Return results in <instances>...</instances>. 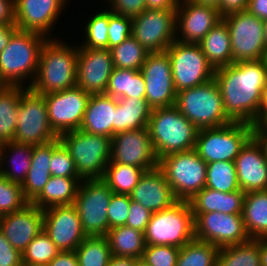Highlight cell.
<instances>
[{"instance_id":"obj_20","label":"cell","mask_w":267,"mask_h":266,"mask_svg":"<svg viewBox=\"0 0 267 266\" xmlns=\"http://www.w3.org/2000/svg\"><path fill=\"white\" fill-rule=\"evenodd\" d=\"M43 230L60 251H75L87 237L73 204L43 210Z\"/></svg>"},{"instance_id":"obj_35","label":"cell","mask_w":267,"mask_h":266,"mask_svg":"<svg viewBox=\"0 0 267 266\" xmlns=\"http://www.w3.org/2000/svg\"><path fill=\"white\" fill-rule=\"evenodd\" d=\"M23 84L8 85L0 90V138L13 141L17 125L18 106L25 91Z\"/></svg>"},{"instance_id":"obj_37","label":"cell","mask_w":267,"mask_h":266,"mask_svg":"<svg viewBox=\"0 0 267 266\" xmlns=\"http://www.w3.org/2000/svg\"><path fill=\"white\" fill-rule=\"evenodd\" d=\"M145 171L139 167L109 162L102 179L113 193L129 195Z\"/></svg>"},{"instance_id":"obj_44","label":"cell","mask_w":267,"mask_h":266,"mask_svg":"<svg viewBox=\"0 0 267 266\" xmlns=\"http://www.w3.org/2000/svg\"><path fill=\"white\" fill-rule=\"evenodd\" d=\"M29 202L25 199L21 184L11 182L0 174V214L22 210Z\"/></svg>"},{"instance_id":"obj_36","label":"cell","mask_w":267,"mask_h":266,"mask_svg":"<svg viewBox=\"0 0 267 266\" xmlns=\"http://www.w3.org/2000/svg\"><path fill=\"white\" fill-rule=\"evenodd\" d=\"M216 266H261L259 239L221 247Z\"/></svg>"},{"instance_id":"obj_5","label":"cell","mask_w":267,"mask_h":266,"mask_svg":"<svg viewBox=\"0 0 267 266\" xmlns=\"http://www.w3.org/2000/svg\"><path fill=\"white\" fill-rule=\"evenodd\" d=\"M42 34L17 30L0 53V74L8 85L21 86L22 80L35 79L43 44ZM33 75V76H32Z\"/></svg>"},{"instance_id":"obj_51","label":"cell","mask_w":267,"mask_h":266,"mask_svg":"<svg viewBox=\"0 0 267 266\" xmlns=\"http://www.w3.org/2000/svg\"><path fill=\"white\" fill-rule=\"evenodd\" d=\"M110 2V11L115 14L133 18L146 10L145 0H107Z\"/></svg>"},{"instance_id":"obj_24","label":"cell","mask_w":267,"mask_h":266,"mask_svg":"<svg viewBox=\"0 0 267 266\" xmlns=\"http://www.w3.org/2000/svg\"><path fill=\"white\" fill-rule=\"evenodd\" d=\"M65 3L66 0H15V25L19 30L48 37Z\"/></svg>"},{"instance_id":"obj_2","label":"cell","mask_w":267,"mask_h":266,"mask_svg":"<svg viewBox=\"0 0 267 266\" xmlns=\"http://www.w3.org/2000/svg\"><path fill=\"white\" fill-rule=\"evenodd\" d=\"M77 57L78 48L48 38L40 52L36 77L28 88L45 95L76 86Z\"/></svg>"},{"instance_id":"obj_43","label":"cell","mask_w":267,"mask_h":266,"mask_svg":"<svg viewBox=\"0 0 267 266\" xmlns=\"http://www.w3.org/2000/svg\"><path fill=\"white\" fill-rule=\"evenodd\" d=\"M109 11H101L94 15L85 26L86 40L82 47L108 49Z\"/></svg>"},{"instance_id":"obj_29","label":"cell","mask_w":267,"mask_h":266,"mask_svg":"<svg viewBox=\"0 0 267 266\" xmlns=\"http://www.w3.org/2000/svg\"><path fill=\"white\" fill-rule=\"evenodd\" d=\"M199 45L215 70L233 63L230 32L223 19L209 31Z\"/></svg>"},{"instance_id":"obj_27","label":"cell","mask_w":267,"mask_h":266,"mask_svg":"<svg viewBox=\"0 0 267 266\" xmlns=\"http://www.w3.org/2000/svg\"><path fill=\"white\" fill-rule=\"evenodd\" d=\"M245 192L237 190L229 193L205 187L190 201L192 213L222 212L242 215Z\"/></svg>"},{"instance_id":"obj_67","label":"cell","mask_w":267,"mask_h":266,"mask_svg":"<svg viewBox=\"0 0 267 266\" xmlns=\"http://www.w3.org/2000/svg\"><path fill=\"white\" fill-rule=\"evenodd\" d=\"M8 84L4 81V79L2 78L1 74H0V90L7 87Z\"/></svg>"},{"instance_id":"obj_26","label":"cell","mask_w":267,"mask_h":266,"mask_svg":"<svg viewBox=\"0 0 267 266\" xmlns=\"http://www.w3.org/2000/svg\"><path fill=\"white\" fill-rule=\"evenodd\" d=\"M116 106L117 98L107 94H92L80 130L112 138L115 135Z\"/></svg>"},{"instance_id":"obj_68","label":"cell","mask_w":267,"mask_h":266,"mask_svg":"<svg viewBox=\"0 0 267 266\" xmlns=\"http://www.w3.org/2000/svg\"><path fill=\"white\" fill-rule=\"evenodd\" d=\"M259 138L263 139L265 144H266V146H267V137H259Z\"/></svg>"},{"instance_id":"obj_13","label":"cell","mask_w":267,"mask_h":266,"mask_svg":"<svg viewBox=\"0 0 267 266\" xmlns=\"http://www.w3.org/2000/svg\"><path fill=\"white\" fill-rule=\"evenodd\" d=\"M166 52L170 57L177 92L202 85L214 78L215 69L209 64L199 43L175 40Z\"/></svg>"},{"instance_id":"obj_48","label":"cell","mask_w":267,"mask_h":266,"mask_svg":"<svg viewBox=\"0 0 267 266\" xmlns=\"http://www.w3.org/2000/svg\"><path fill=\"white\" fill-rule=\"evenodd\" d=\"M131 199L126 194L113 193L108 206V230L126 225Z\"/></svg>"},{"instance_id":"obj_56","label":"cell","mask_w":267,"mask_h":266,"mask_svg":"<svg viewBox=\"0 0 267 266\" xmlns=\"http://www.w3.org/2000/svg\"><path fill=\"white\" fill-rule=\"evenodd\" d=\"M50 266H79L75 251H60L50 262Z\"/></svg>"},{"instance_id":"obj_45","label":"cell","mask_w":267,"mask_h":266,"mask_svg":"<svg viewBox=\"0 0 267 266\" xmlns=\"http://www.w3.org/2000/svg\"><path fill=\"white\" fill-rule=\"evenodd\" d=\"M51 176L80 178L69 150L60 139L52 142V159L50 162Z\"/></svg>"},{"instance_id":"obj_39","label":"cell","mask_w":267,"mask_h":266,"mask_svg":"<svg viewBox=\"0 0 267 266\" xmlns=\"http://www.w3.org/2000/svg\"><path fill=\"white\" fill-rule=\"evenodd\" d=\"M75 252L79 266H108L113 256L106 236L86 237Z\"/></svg>"},{"instance_id":"obj_32","label":"cell","mask_w":267,"mask_h":266,"mask_svg":"<svg viewBox=\"0 0 267 266\" xmlns=\"http://www.w3.org/2000/svg\"><path fill=\"white\" fill-rule=\"evenodd\" d=\"M242 216L251 239H267V190L245 193Z\"/></svg>"},{"instance_id":"obj_7","label":"cell","mask_w":267,"mask_h":266,"mask_svg":"<svg viewBox=\"0 0 267 266\" xmlns=\"http://www.w3.org/2000/svg\"><path fill=\"white\" fill-rule=\"evenodd\" d=\"M144 237L146 245L178 248L195 239L194 215L190 203L178 200L169 208L152 213Z\"/></svg>"},{"instance_id":"obj_70","label":"cell","mask_w":267,"mask_h":266,"mask_svg":"<svg viewBox=\"0 0 267 266\" xmlns=\"http://www.w3.org/2000/svg\"><path fill=\"white\" fill-rule=\"evenodd\" d=\"M32 266H50L49 264H42V265H32Z\"/></svg>"},{"instance_id":"obj_46","label":"cell","mask_w":267,"mask_h":266,"mask_svg":"<svg viewBox=\"0 0 267 266\" xmlns=\"http://www.w3.org/2000/svg\"><path fill=\"white\" fill-rule=\"evenodd\" d=\"M179 251L170 245H146L141 259L149 266H176Z\"/></svg>"},{"instance_id":"obj_19","label":"cell","mask_w":267,"mask_h":266,"mask_svg":"<svg viewBox=\"0 0 267 266\" xmlns=\"http://www.w3.org/2000/svg\"><path fill=\"white\" fill-rule=\"evenodd\" d=\"M114 68L110 49L78 47L76 86L89 94H105Z\"/></svg>"},{"instance_id":"obj_40","label":"cell","mask_w":267,"mask_h":266,"mask_svg":"<svg viewBox=\"0 0 267 266\" xmlns=\"http://www.w3.org/2000/svg\"><path fill=\"white\" fill-rule=\"evenodd\" d=\"M206 187L224 193L240 190L235 163L231 161L207 163Z\"/></svg>"},{"instance_id":"obj_1","label":"cell","mask_w":267,"mask_h":266,"mask_svg":"<svg viewBox=\"0 0 267 266\" xmlns=\"http://www.w3.org/2000/svg\"><path fill=\"white\" fill-rule=\"evenodd\" d=\"M225 113L232 122L259 123L262 90L267 83V63L263 60L232 63L215 70Z\"/></svg>"},{"instance_id":"obj_52","label":"cell","mask_w":267,"mask_h":266,"mask_svg":"<svg viewBox=\"0 0 267 266\" xmlns=\"http://www.w3.org/2000/svg\"><path fill=\"white\" fill-rule=\"evenodd\" d=\"M0 266H23L22 253L12 247L0 231Z\"/></svg>"},{"instance_id":"obj_25","label":"cell","mask_w":267,"mask_h":266,"mask_svg":"<svg viewBox=\"0 0 267 266\" xmlns=\"http://www.w3.org/2000/svg\"><path fill=\"white\" fill-rule=\"evenodd\" d=\"M129 196L151 213L169 208L178 201L159 167L145 171Z\"/></svg>"},{"instance_id":"obj_61","label":"cell","mask_w":267,"mask_h":266,"mask_svg":"<svg viewBox=\"0 0 267 266\" xmlns=\"http://www.w3.org/2000/svg\"><path fill=\"white\" fill-rule=\"evenodd\" d=\"M267 115V83L262 90L260 108H259V122Z\"/></svg>"},{"instance_id":"obj_38","label":"cell","mask_w":267,"mask_h":266,"mask_svg":"<svg viewBox=\"0 0 267 266\" xmlns=\"http://www.w3.org/2000/svg\"><path fill=\"white\" fill-rule=\"evenodd\" d=\"M219 247L197 239L180 248L176 266H216Z\"/></svg>"},{"instance_id":"obj_66","label":"cell","mask_w":267,"mask_h":266,"mask_svg":"<svg viewBox=\"0 0 267 266\" xmlns=\"http://www.w3.org/2000/svg\"><path fill=\"white\" fill-rule=\"evenodd\" d=\"M264 39H265L266 46H267V19L264 20Z\"/></svg>"},{"instance_id":"obj_62","label":"cell","mask_w":267,"mask_h":266,"mask_svg":"<svg viewBox=\"0 0 267 266\" xmlns=\"http://www.w3.org/2000/svg\"><path fill=\"white\" fill-rule=\"evenodd\" d=\"M261 266H267V239H259Z\"/></svg>"},{"instance_id":"obj_12","label":"cell","mask_w":267,"mask_h":266,"mask_svg":"<svg viewBox=\"0 0 267 266\" xmlns=\"http://www.w3.org/2000/svg\"><path fill=\"white\" fill-rule=\"evenodd\" d=\"M222 19L230 32L233 63L265 59L267 46L263 20L247 10L228 14Z\"/></svg>"},{"instance_id":"obj_16","label":"cell","mask_w":267,"mask_h":266,"mask_svg":"<svg viewBox=\"0 0 267 266\" xmlns=\"http://www.w3.org/2000/svg\"><path fill=\"white\" fill-rule=\"evenodd\" d=\"M193 215L197 240L221 248L251 239L246 232L242 215L222 212L193 213Z\"/></svg>"},{"instance_id":"obj_42","label":"cell","mask_w":267,"mask_h":266,"mask_svg":"<svg viewBox=\"0 0 267 266\" xmlns=\"http://www.w3.org/2000/svg\"><path fill=\"white\" fill-rule=\"evenodd\" d=\"M60 252L54 242L42 230L22 253L23 266L49 264Z\"/></svg>"},{"instance_id":"obj_11","label":"cell","mask_w":267,"mask_h":266,"mask_svg":"<svg viewBox=\"0 0 267 266\" xmlns=\"http://www.w3.org/2000/svg\"><path fill=\"white\" fill-rule=\"evenodd\" d=\"M51 128L44 95L26 87L18 106L14 140L32 146L45 145L58 139Z\"/></svg>"},{"instance_id":"obj_55","label":"cell","mask_w":267,"mask_h":266,"mask_svg":"<svg viewBox=\"0 0 267 266\" xmlns=\"http://www.w3.org/2000/svg\"><path fill=\"white\" fill-rule=\"evenodd\" d=\"M249 0H221L218 10L222 17L235 13L244 11L247 9Z\"/></svg>"},{"instance_id":"obj_53","label":"cell","mask_w":267,"mask_h":266,"mask_svg":"<svg viewBox=\"0 0 267 266\" xmlns=\"http://www.w3.org/2000/svg\"><path fill=\"white\" fill-rule=\"evenodd\" d=\"M145 81L142 72L134 70L129 77L128 92L122 98L145 99Z\"/></svg>"},{"instance_id":"obj_17","label":"cell","mask_w":267,"mask_h":266,"mask_svg":"<svg viewBox=\"0 0 267 266\" xmlns=\"http://www.w3.org/2000/svg\"><path fill=\"white\" fill-rule=\"evenodd\" d=\"M140 71L145 81V99L149 106L152 109L174 106L177 91L168 53H148Z\"/></svg>"},{"instance_id":"obj_69","label":"cell","mask_w":267,"mask_h":266,"mask_svg":"<svg viewBox=\"0 0 267 266\" xmlns=\"http://www.w3.org/2000/svg\"><path fill=\"white\" fill-rule=\"evenodd\" d=\"M5 142L0 138V148L3 146Z\"/></svg>"},{"instance_id":"obj_23","label":"cell","mask_w":267,"mask_h":266,"mask_svg":"<svg viewBox=\"0 0 267 266\" xmlns=\"http://www.w3.org/2000/svg\"><path fill=\"white\" fill-rule=\"evenodd\" d=\"M44 212L29 203L22 210L1 216L0 231L12 247L23 253L27 245L43 230Z\"/></svg>"},{"instance_id":"obj_8","label":"cell","mask_w":267,"mask_h":266,"mask_svg":"<svg viewBox=\"0 0 267 266\" xmlns=\"http://www.w3.org/2000/svg\"><path fill=\"white\" fill-rule=\"evenodd\" d=\"M254 135L255 126L242 122H230L220 127L200 129L194 150L206 163L234 162L241 149Z\"/></svg>"},{"instance_id":"obj_18","label":"cell","mask_w":267,"mask_h":266,"mask_svg":"<svg viewBox=\"0 0 267 266\" xmlns=\"http://www.w3.org/2000/svg\"><path fill=\"white\" fill-rule=\"evenodd\" d=\"M110 162L131 165L146 171L158 167L159 159L147 128L116 133L111 138Z\"/></svg>"},{"instance_id":"obj_10","label":"cell","mask_w":267,"mask_h":266,"mask_svg":"<svg viewBox=\"0 0 267 266\" xmlns=\"http://www.w3.org/2000/svg\"><path fill=\"white\" fill-rule=\"evenodd\" d=\"M113 191L103 179H82L73 205L87 237L106 236Z\"/></svg>"},{"instance_id":"obj_9","label":"cell","mask_w":267,"mask_h":266,"mask_svg":"<svg viewBox=\"0 0 267 266\" xmlns=\"http://www.w3.org/2000/svg\"><path fill=\"white\" fill-rule=\"evenodd\" d=\"M158 167L177 200L190 201L206 187L207 163L194 149L168 154L159 159Z\"/></svg>"},{"instance_id":"obj_50","label":"cell","mask_w":267,"mask_h":266,"mask_svg":"<svg viewBox=\"0 0 267 266\" xmlns=\"http://www.w3.org/2000/svg\"><path fill=\"white\" fill-rule=\"evenodd\" d=\"M152 213L140 203L131 200L126 226L145 232Z\"/></svg>"},{"instance_id":"obj_59","label":"cell","mask_w":267,"mask_h":266,"mask_svg":"<svg viewBox=\"0 0 267 266\" xmlns=\"http://www.w3.org/2000/svg\"><path fill=\"white\" fill-rule=\"evenodd\" d=\"M18 30L15 24L0 25V53L8 45L12 35Z\"/></svg>"},{"instance_id":"obj_22","label":"cell","mask_w":267,"mask_h":266,"mask_svg":"<svg viewBox=\"0 0 267 266\" xmlns=\"http://www.w3.org/2000/svg\"><path fill=\"white\" fill-rule=\"evenodd\" d=\"M221 19L222 15L215 6L180 0L176 9V27L179 26L176 31H180L182 38L176 37V40L199 43Z\"/></svg>"},{"instance_id":"obj_15","label":"cell","mask_w":267,"mask_h":266,"mask_svg":"<svg viewBox=\"0 0 267 266\" xmlns=\"http://www.w3.org/2000/svg\"><path fill=\"white\" fill-rule=\"evenodd\" d=\"M91 95L78 86L44 95L50 126L58 136L80 129Z\"/></svg>"},{"instance_id":"obj_63","label":"cell","mask_w":267,"mask_h":266,"mask_svg":"<svg viewBox=\"0 0 267 266\" xmlns=\"http://www.w3.org/2000/svg\"><path fill=\"white\" fill-rule=\"evenodd\" d=\"M255 134L258 137H267V115L255 126Z\"/></svg>"},{"instance_id":"obj_60","label":"cell","mask_w":267,"mask_h":266,"mask_svg":"<svg viewBox=\"0 0 267 266\" xmlns=\"http://www.w3.org/2000/svg\"><path fill=\"white\" fill-rule=\"evenodd\" d=\"M136 258L133 257H123V256H115L111 257L108 266H133Z\"/></svg>"},{"instance_id":"obj_64","label":"cell","mask_w":267,"mask_h":266,"mask_svg":"<svg viewBox=\"0 0 267 266\" xmlns=\"http://www.w3.org/2000/svg\"><path fill=\"white\" fill-rule=\"evenodd\" d=\"M192 1H195L200 4L215 6L217 8L220 6L221 2V0H192Z\"/></svg>"},{"instance_id":"obj_6","label":"cell","mask_w":267,"mask_h":266,"mask_svg":"<svg viewBox=\"0 0 267 266\" xmlns=\"http://www.w3.org/2000/svg\"><path fill=\"white\" fill-rule=\"evenodd\" d=\"M69 150L81 179H102L111 158V138L80 129L59 136Z\"/></svg>"},{"instance_id":"obj_65","label":"cell","mask_w":267,"mask_h":266,"mask_svg":"<svg viewBox=\"0 0 267 266\" xmlns=\"http://www.w3.org/2000/svg\"><path fill=\"white\" fill-rule=\"evenodd\" d=\"M133 266H149L147 265L143 259H137L135 262H134V265Z\"/></svg>"},{"instance_id":"obj_3","label":"cell","mask_w":267,"mask_h":266,"mask_svg":"<svg viewBox=\"0 0 267 266\" xmlns=\"http://www.w3.org/2000/svg\"><path fill=\"white\" fill-rule=\"evenodd\" d=\"M147 129L158 159L193 150L199 131L175 106L152 109Z\"/></svg>"},{"instance_id":"obj_34","label":"cell","mask_w":267,"mask_h":266,"mask_svg":"<svg viewBox=\"0 0 267 266\" xmlns=\"http://www.w3.org/2000/svg\"><path fill=\"white\" fill-rule=\"evenodd\" d=\"M6 150V151H5ZM9 152V160L7 161L10 169H2V162H5L6 152ZM33 152V146L29 144L18 143L16 141H7L0 148V174L11 182L22 184L31 166V155ZM5 156V158H4ZM11 157V158H10ZM21 157V160L18 159ZM5 159V161H4ZM19 162V163H18ZM19 170H17L18 168Z\"/></svg>"},{"instance_id":"obj_30","label":"cell","mask_w":267,"mask_h":266,"mask_svg":"<svg viewBox=\"0 0 267 266\" xmlns=\"http://www.w3.org/2000/svg\"><path fill=\"white\" fill-rule=\"evenodd\" d=\"M81 178L51 176L40 194L31 202L41 210L74 203Z\"/></svg>"},{"instance_id":"obj_21","label":"cell","mask_w":267,"mask_h":266,"mask_svg":"<svg viewBox=\"0 0 267 266\" xmlns=\"http://www.w3.org/2000/svg\"><path fill=\"white\" fill-rule=\"evenodd\" d=\"M237 181L245 193L267 190V146L256 134L235 158Z\"/></svg>"},{"instance_id":"obj_58","label":"cell","mask_w":267,"mask_h":266,"mask_svg":"<svg viewBox=\"0 0 267 266\" xmlns=\"http://www.w3.org/2000/svg\"><path fill=\"white\" fill-rule=\"evenodd\" d=\"M180 0H145L146 9L176 10Z\"/></svg>"},{"instance_id":"obj_4","label":"cell","mask_w":267,"mask_h":266,"mask_svg":"<svg viewBox=\"0 0 267 266\" xmlns=\"http://www.w3.org/2000/svg\"><path fill=\"white\" fill-rule=\"evenodd\" d=\"M174 106L199 130L232 122L225 113L221 91L214 78L177 92Z\"/></svg>"},{"instance_id":"obj_54","label":"cell","mask_w":267,"mask_h":266,"mask_svg":"<svg viewBox=\"0 0 267 266\" xmlns=\"http://www.w3.org/2000/svg\"><path fill=\"white\" fill-rule=\"evenodd\" d=\"M15 24V0H0V25Z\"/></svg>"},{"instance_id":"obj_49","label":"cell","mask_w":267,"mask_h":266,"mask_svg":"<svg viewBox=\"0 0 267 266\" xmlns=\"http://www.w3.org/2000/svg\"><path fill=\"white\" fill-rule=\"evenodd\" d=\"M134 70L114 68L110 77L105 94L114 97L122 98L128 92L129 77Z\"/></svg>"},{"instance_id":"obj_31","label":"cell","mask_w":267,"mask_h":266,"mask_svg":"<svg viewBox=\"0 0 267 266\" xmlns=\"http://www.w3.org/2000/svg\"><path fill=\"white\" fill-rule=\"evenodd\" d=\"M152 108L146 99L118 98L115 110V134L147 128Z\"/></svg>"},{"instance_id":"obj_47","label":"cell","mask_w":267,"mask_h":266,"mask_svg":"<svg viewBox=\"0 0 267 266\" xmlns=\"http://www.w3.org/2000/svg\"><path fill=\"white\" fill-rule=\"evenodd\" d=\"M132 18L109 10L108 49L121 44L131 36Z\"/></svg>"},{"instance_id":"obj_33","label":"cell","mask_w":267,"mask_h":266,"mask_svg":"<svg viewBox=\"0 0 267 266\" xmlns=\"http://www.w3.org/2000/svg\"><path fill=\"white\" fill-rule=\"evenodd\" d=\"M106 237L112 255L142 258L146 248L144 232L124 225L109 229Z\"/></svg>"},{"instance_id":"obj_57","label":"cell","mask_w":267,"mask_h":266,"mask_svg":"<svg viewBox=\"0 0 267 266\" xmlns=\"http://www.w3.org/2000/svg\"><path fill=\"white\" fill-rule=\"evenodd\" d=\"M246 10L264 21L267 19V0H249Z\"/></svg>"},{"instance_id":"obj_28","label":"cell","mask_w":267,"mask_h":266,"mask_svg":"<svg viewBox=\"0 0 267 266\" xmlns=\"http://www.w3.org/2000/svg\"><path fill=\"white\" fill-rule=\"evenodd\" d=\"M52 159V142L33 146L31 166L21 184L25 199L31 203L42 191L51 178L50 162Z\"/></svg>"},{"instance_id":"obj_41","label":"cell","mask_w":267,"mask_h":266,"mask_svg":"<svg viewBox=\"0 0 267 266\" xmlns=\"http://www.w3.org/2000/svg\"><path fill=\"white\" fill-rule=\"evenodd\" d=\"M115 68L141 70L148 52L131 35L121 44L110 48Z\"/></svg>"},{"instance_id":"obj_14","label":"cell","mask_w":267,"mask_h":266,"mask_svg":"<svg viewBox=\"0 0 267 266\" xmlns=\"http://www.w3.org/2000/svg\"><path fill=\"white\" fill-rule=\"evenodd\" d=\"M176 10L146 9L132 18L131 35L148 53L164 52L176 40Z\"/></svg>"}]
</instances>
